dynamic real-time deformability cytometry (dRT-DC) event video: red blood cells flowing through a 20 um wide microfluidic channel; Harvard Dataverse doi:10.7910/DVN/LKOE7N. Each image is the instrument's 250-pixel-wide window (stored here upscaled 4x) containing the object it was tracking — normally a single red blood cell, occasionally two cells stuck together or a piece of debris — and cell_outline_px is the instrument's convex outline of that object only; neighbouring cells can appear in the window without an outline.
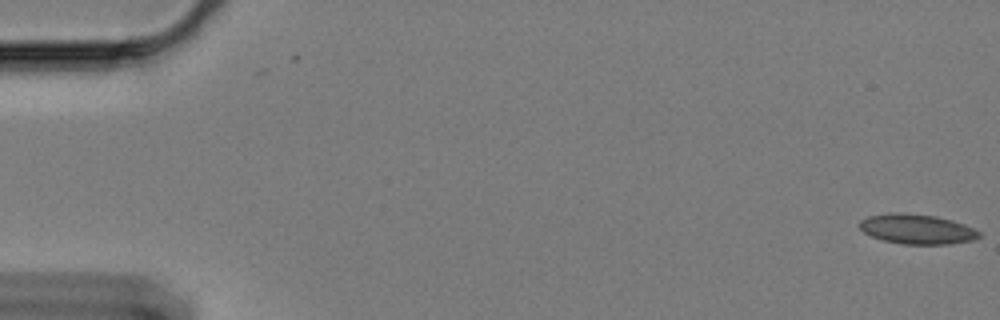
{"species": "Egyptian fruit bat (a non-hibernating species)", "species_latin": "Rousettus aegyptiacus", "temperature_condition": "cold", "stored_images_in_passage": 62, "camera_frame_rate_fps": 3000, "um_per_image_px": 0.085, "animal": {"sex": "female"}, "frame": {"image": 1, "passage_image": 1, "time_ms": 0.0, "image_size_px": [1000, 320], "cell_outline_px": [[980, 236], [972, 240], [948, 244], [904, 244], [884, 240], [872, 236], [864, 232], [860, 228], [860, 220], [868, 216], [896, 212], [900, 212], [936, 216], [952, 220], [964, 224], [980, 232]], "centroid_in_image_um": [77.94, 19.46], "position_along_channel_um": 7.1, "area_um2": 20.58}}
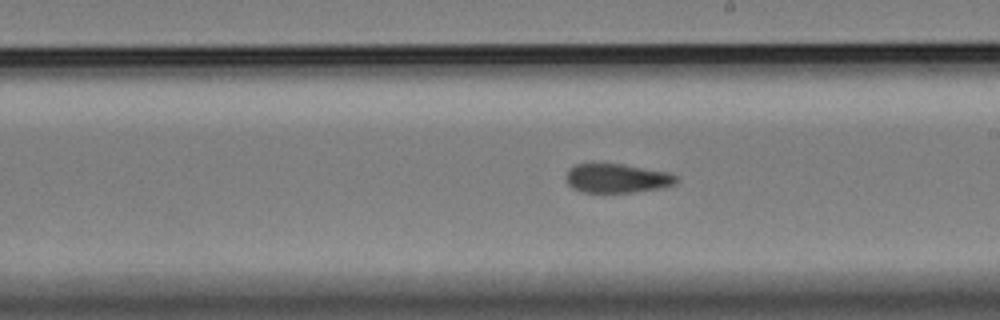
{"frame": {"image": 2, "passage_image": 35, "time_ms": 11.333, "image_size_px": [1000, 320], "cell_outline_px": [[680, 180], [672, 184], [660, 188], [632, 192], [584, 192], [572, 188], [568, 184], [564, 176], [568, 168], [576, 164], [624, 164], [668, 172], [676, 176]], "centroid_in_image_um": [52.4, 15.15], "position_along_channel_um": 236.6, "area_um2": 18.67}}
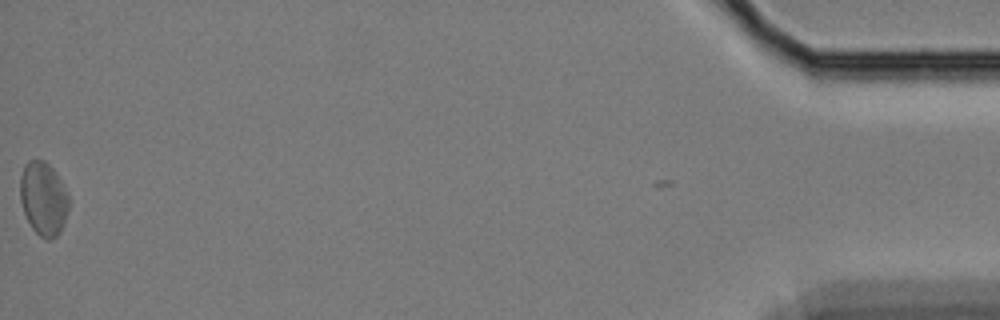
{"frame": {"image": 3, "passage_image": 61, "time_ms": 20.0, "image_size_px": [1000, 320], "cell_outline_px": [[68, 208], [64, 224], [60, 232], [56, 236], [48, 240], [40, 236], [32, 228], [24, 212], [20, 200], [20, 176], [24, 164], [28, 160], [36, 156], [44, 160], [56, 172], [68, 196]], "centroid_in_image_um": [3.67, 16.83], "position_along_channel_um": 431.5, "area_um2": 20.98}}